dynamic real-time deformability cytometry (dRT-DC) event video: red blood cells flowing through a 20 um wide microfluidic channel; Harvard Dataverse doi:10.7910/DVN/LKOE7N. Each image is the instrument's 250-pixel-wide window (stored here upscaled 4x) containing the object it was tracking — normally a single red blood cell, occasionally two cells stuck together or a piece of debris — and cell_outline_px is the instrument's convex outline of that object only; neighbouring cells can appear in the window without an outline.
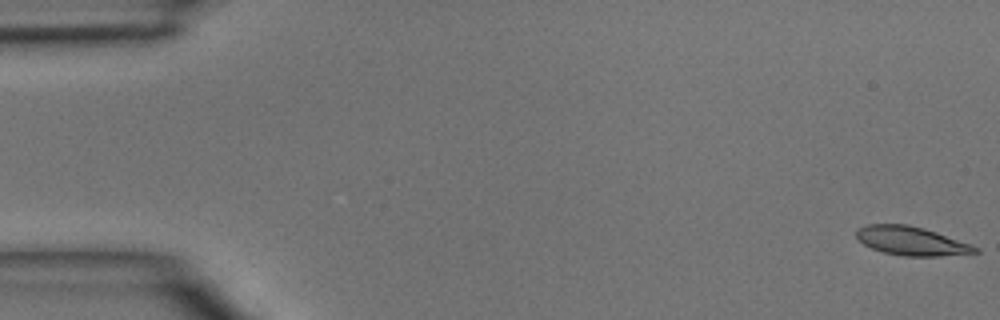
{"species": "common noctule bat (a hibernating species)", "species_latin": "Nyctalus noctula", "temperature_condition": "room temperature", "stored_images_in_passage": 46, "camera_frame_rate_fps": 3000, "um_per_image_px": 0.085, "animal": {"sex": "male", "body_mass_g": 15.6}, "frame": {"image": 1, "passage_image": 1, "time_ms": 0.0, "image_size_px": [1000, 320], "cell_outline_px": [[980, 252], [940, 256], [904, 256], [884, 252], [872, 248], [864, 244], [856, 236], [856, 228], [868, 224], [908, 224], [924, 228], [972, 244], [980, 248]], "centroid_in_image_um": [77.49, 20.47], "position_along_channel_um": 7.5, "area_um2": 19.94}}
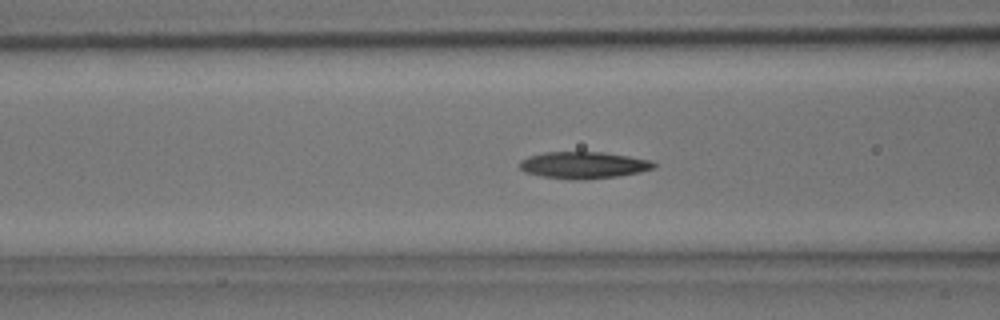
{"frame": {"image": 2, "passage_image": 18, "time_ms": 5.667, "image_size_px": [1000, 320], "cell_outline_px": [[656, 168], [640, 172], [616, 176], [584, 180], [568, 180], [544, 176], [524, 172], [520, 168], [520, 160], [528, 156], [544, 152], [604, 152], [652, 160], [656, 164]], "centroid_in_image_um": [49.61, 14.03], "position_along_channel_um": 117.0, "area_um2": 21.1}}
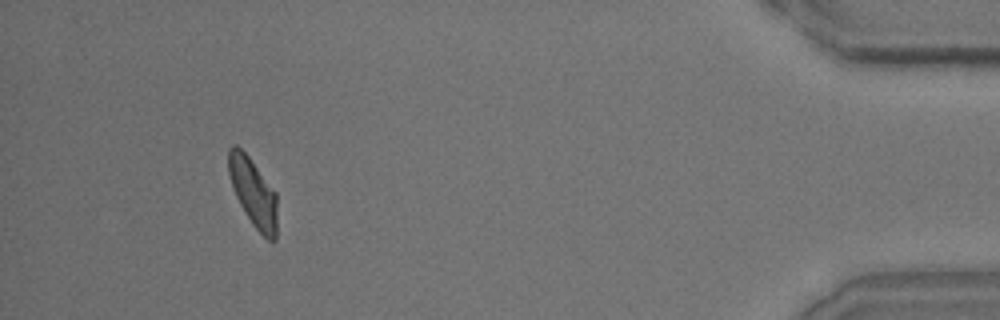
{"frame": {"image": 3, "passage_image": 43, "time_ms": 14.0, "image_size_px": [1000, 320], "cell_outline_px": [[276, 240], [272, 244], [252, 224], [240, 204], [236, 196], [228, 172], [228, 148], [232, 144], [236, 144], [248, 156], [276, 192]], "centroid_in_image_um": [21.52, 16.36], "position_along_channel_um": 413.7, "area_um2": 19.19}}